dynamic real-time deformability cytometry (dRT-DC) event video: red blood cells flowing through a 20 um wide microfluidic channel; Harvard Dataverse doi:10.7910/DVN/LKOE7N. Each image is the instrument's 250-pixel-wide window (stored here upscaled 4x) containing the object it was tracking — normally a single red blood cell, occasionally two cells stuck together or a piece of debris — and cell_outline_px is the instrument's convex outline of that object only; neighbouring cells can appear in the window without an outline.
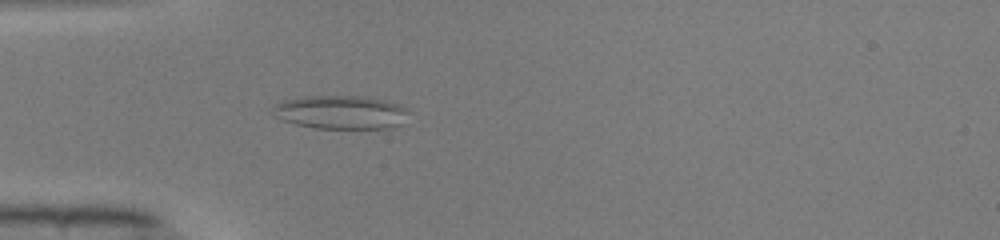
{"species": "common noctule bat (a hibernating species)", "species_latin": "Nyctalus noctula", "temperature_condition": "warm", "stored_images_in_passage": 50, "camera_frame_rate_fps": 3000, "um_per_image_px": 0.085, "animal": {"sex": "male", "body_mass_g": 19.0, "forearm_length_mm": 50.8}, "frame": {"image": 1, "passage_image": 15, "time_ms": 4.667, "image_size_px": [1000, 240], "cell_outline_px": [[408, 112], [404, 124], [392, 128], [312, 128], [296, 124], [284, 120], [276, 116], [272, 112], [272, 108], [276, 104], [284, 100], [304, 96], [360, 96], [384, 100], [400, 104], [408, 108]], "centroid_in_image_um": [29.01, 9.54], "position_along_channel_um": 56.0, "area_um2": 26.7}}
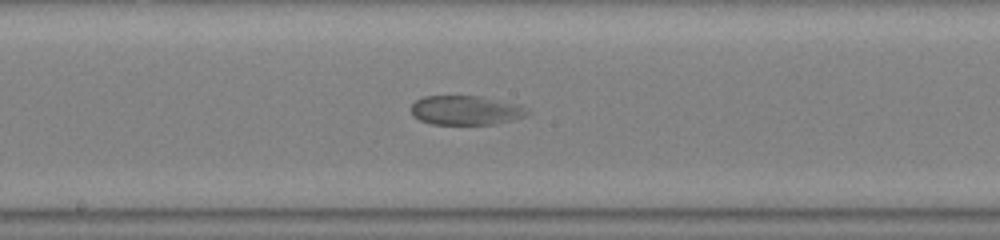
{"frame": {"image": 2, "passage_image": 27, "time_ms": 8.667, "image_size_px": [1000, 240], "cell_outline_px": [[532, 112], [524, 116], [496, 124], [432, 124], [420, 120], [412, 116], [412, 104], [416, 100], [424, 96], [476, 96], [520, 104]], "centroid_in_image_um": [39.59, 9.37], "position_along_channel_um": 208.6, "area_um2": 19.77}}
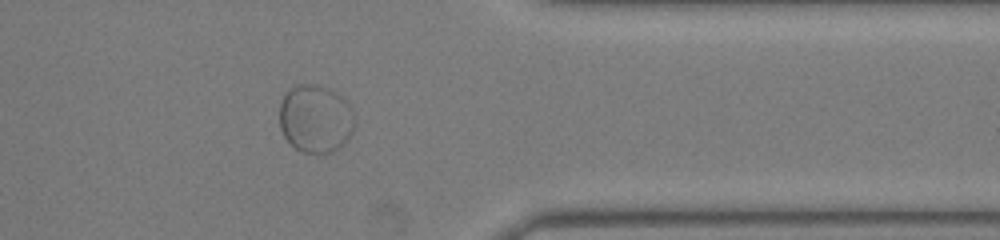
{"frame": {"image": 3, "passage_image": 41, "time_ms": 13.333, "image_size_px": [1000, 240], "cell_outline_px": [[356, 124], [352, 132], [344, 144], [340, 148], [332, 152], [320, 156], [304, 152], [296, 148], [284, 136], [280, 128], [280, 104], [284, 96], [296, 84], [316, 84], [328, 88], [336, 92], [348, 104], [356, 120]], "centroid_in_image_um": [26.84, 10.13], "position_along_channel_um": 384.6, "area_um2": 30.06}}